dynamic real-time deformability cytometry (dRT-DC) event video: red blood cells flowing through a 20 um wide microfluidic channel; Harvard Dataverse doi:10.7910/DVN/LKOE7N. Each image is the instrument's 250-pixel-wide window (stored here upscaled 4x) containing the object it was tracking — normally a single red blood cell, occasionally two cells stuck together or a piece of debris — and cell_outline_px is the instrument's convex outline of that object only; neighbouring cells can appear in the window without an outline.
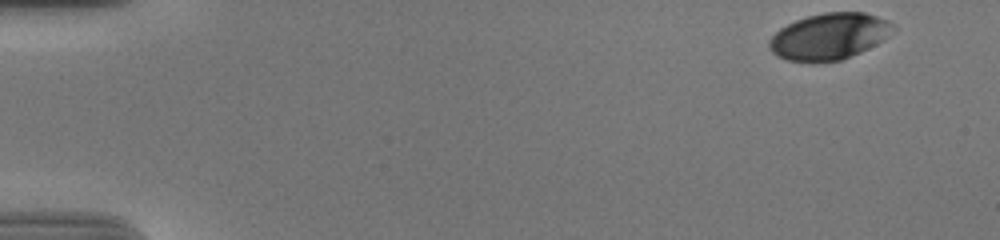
{"species": "human", "species_latin": "Homo sapiens", "temperature_condition": "cold", "stored_images_in_passage": 46, "camera_frame_rate_fps": 3000, "um_per_image_px": 0.085, "donor": {"sex": "male"}, "frame": {"image": 1, "passage_image": 1, "time_ms": 0.0, "image_size_px": [1000, 240], "cell_outline_px": [[896, 28], [884, 40], [860, 52], [840, 60], [788, 60], [776, 56], [768, 48], [768, 40], [780, 28], [796, 20], [808, 16], [824, 12], [864, 12], [888, 20], [896, 24]], "centroid_in_image_um": [70.51, 3.06], "position_along_channel_um": 14.5, "area_um2": 33.18}}
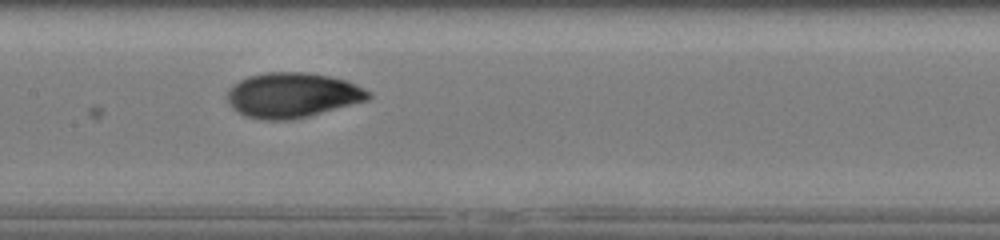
{"frame": {"image": 2, "passage_image": 26, "time_ms": 8.333, "image_size_px": [1000, 240], "cell_outline_px": [[372, 96], [368, 100], [308, 116], [288, 120], [264, 120], [244, 116], [236, 112], [228, 104], [228, 88], [232, 84], [248, 76], [268, 72], [304, 72], [328, 76], [344, 80], [356, 84], [372, 92]], "centroid_in_image_um": [24.83, 8.09], "position_along_channel_um": 182.6, "area_um2": 37.11}}
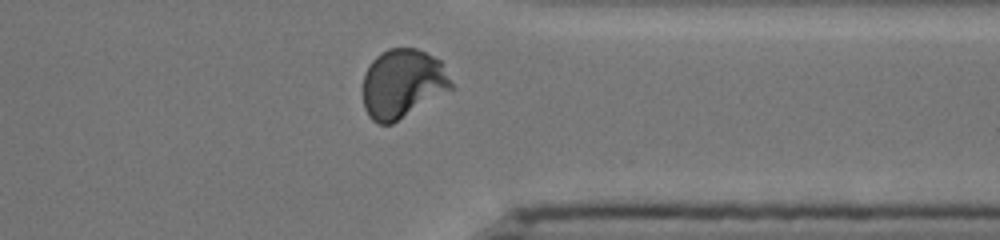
{"frame": {"image": 3, "passage_image": 42, "time_ms": 13.667, "image_size_px": [1000, 240], "cell_outline_px": [[456, 88], [392, 124], [380, 124], [372, 120], [368, 116], [364, 108], [364, 72], [368, 64], [380, 52], [388, 48], [416, 48], [440, 60]], "centroid_in_image_um": [34.24, 7.11], "position_along_channel_um": 377.2, "area_um2": 35.95}, "authors_computed_cell_mechanics": {"area_um2": 35.2002, "velocity_mm_per_s": 3.693, "shape_relaxation_time_tau1_ms": 4.1465, "shape_relaxation_time_tau2_ms": 1.0993, "deformation_change_tau1": 0.178, "deformation_change_tau2": 0.0399}}